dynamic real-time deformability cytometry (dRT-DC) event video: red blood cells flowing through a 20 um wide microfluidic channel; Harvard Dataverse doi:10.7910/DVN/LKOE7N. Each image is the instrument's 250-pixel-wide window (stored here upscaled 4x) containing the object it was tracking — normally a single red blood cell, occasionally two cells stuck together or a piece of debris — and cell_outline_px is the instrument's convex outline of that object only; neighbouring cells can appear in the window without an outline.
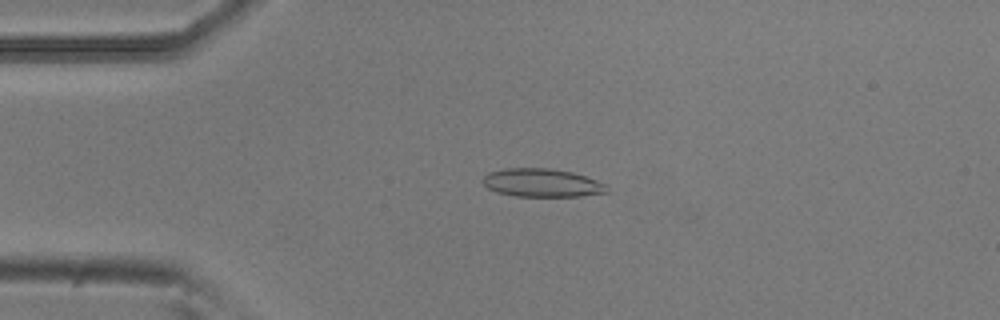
{"species": "common noctule bat (a hibernating species)", "species_latin": "Nyctalus noctula", "temperature_condition": "room temperature", "stored_images_in_passage": 25, "camera_frame_rate_fps": 3000, "um_per_image_px": 0.085, "animal": {"sex": "male", "body_mass_g": 20.5, "forearm_length_mm": 52.5}, "frame": {"image": 1, "passage_image": 12, "time_ms": 3.667, "image_size_px": [1000, 320], "cell_outline_px": [[608, 192], [580, 196], [516, 196], [496, 192], [488, 188], [484, 184], [484, 176], [488, 172], [504, 168], [548, 168], [572, 172], [608, 184]], "centroid_in_image_um": [46.08, 15.54], "position_along_channel_um": 38.9, "area_um2": 20.4}}
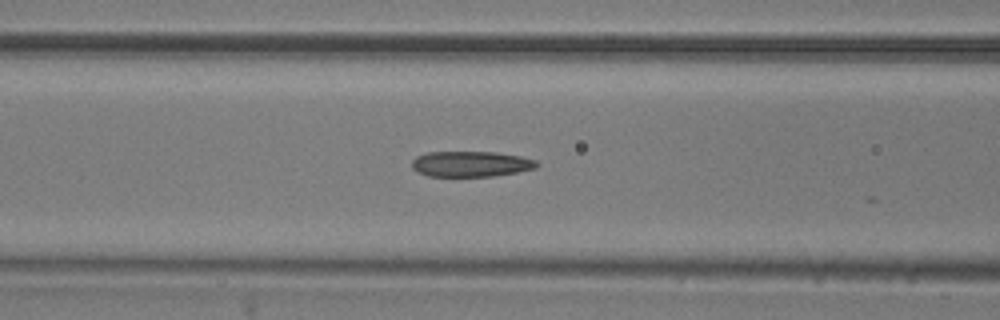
{"frame": {"image": 2, "passage_image": 21, "time_ms": 6.667, "image_size_px": [1000, 320], "cell_outline_px": [[540, 164], [536, 168], [516, 172], [492, 176], [428, 176], [412, 168], [412, 160], [416, 156], [428, 152], [496, 152], [520, 156], [536, 160]], "centroid_in_image_um": [40.03, 13.93], "position_along_channel_um": 126.6, "area_um2": 18.55}}
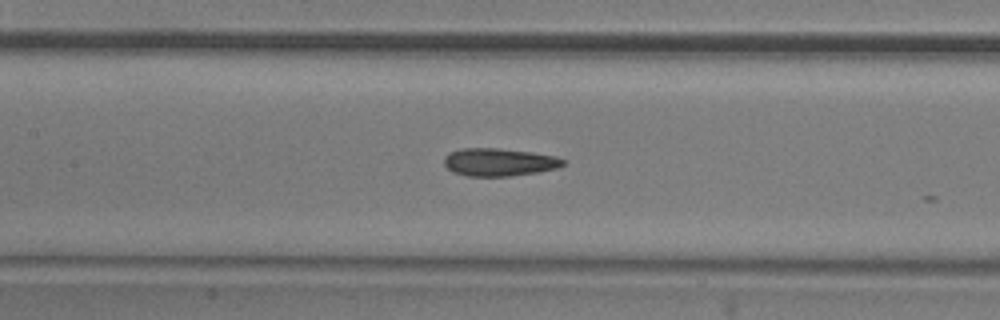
{"frame": {"image": 3, "passage_image": 24, "time_ms": 7.667, "image_size_px": [1000, 320], "cell_outline_px": [[564, 164], [556, 168], [536, 172], [508, 176], [468, 176], [452, 172], [444, 164], [444, 156], [448, 152], [460, 148], [500, 148], [532, 152], [556, 156], [564, 160]], "centroid_in_image_um": [42.37, 13.77], "position_along_channel_um": 165.0, "area_um2": 19.31}}